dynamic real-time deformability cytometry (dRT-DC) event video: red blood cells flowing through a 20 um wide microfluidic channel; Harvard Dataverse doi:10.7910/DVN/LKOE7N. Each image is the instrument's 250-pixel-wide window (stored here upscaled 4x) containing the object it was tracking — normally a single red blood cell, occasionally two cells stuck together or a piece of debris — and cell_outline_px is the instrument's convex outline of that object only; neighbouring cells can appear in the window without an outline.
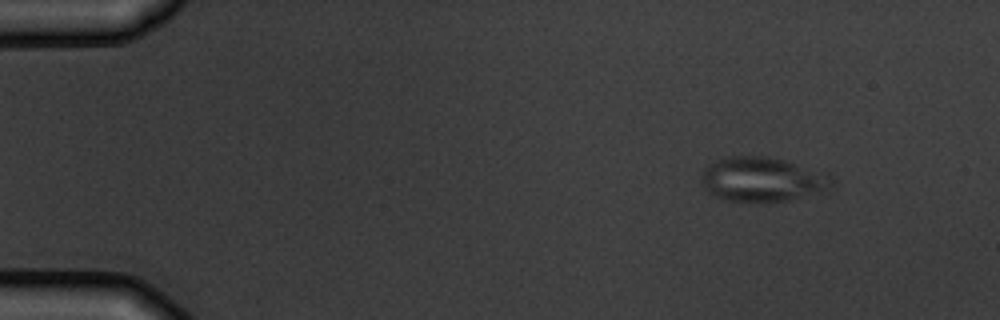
{"species": "common noctule bat (a hibernating species)", "species_latin": "Nyctalus noctula", "temperature_condition": "warm", "stored_images_in_passage": 4, "camera_frame_rate_fps": 3000, "um_per_image_px": 0.085, "animal": {"sex": "male", "body_mass_g": 19.5, "forearm_length_mm": 54.6}, "frame": {"image": 1, "passage_image": 1, "time_ms": 0.0, "image_size_px": [1000, 320], "cell_outline_px": [[836, 188], [828, 192], [788, 200], [756, 204], [724, 200], [712, 196], [704, 188], [700, 180], [700, 172], [708, 164], [728, 156], [764, 156], [784, 160], [828, 172], [832, 176]], "centroid_in_image_um": [64.85, 15.29], "position_along_channel_um": 20.1, "area_um2": 35.32}}